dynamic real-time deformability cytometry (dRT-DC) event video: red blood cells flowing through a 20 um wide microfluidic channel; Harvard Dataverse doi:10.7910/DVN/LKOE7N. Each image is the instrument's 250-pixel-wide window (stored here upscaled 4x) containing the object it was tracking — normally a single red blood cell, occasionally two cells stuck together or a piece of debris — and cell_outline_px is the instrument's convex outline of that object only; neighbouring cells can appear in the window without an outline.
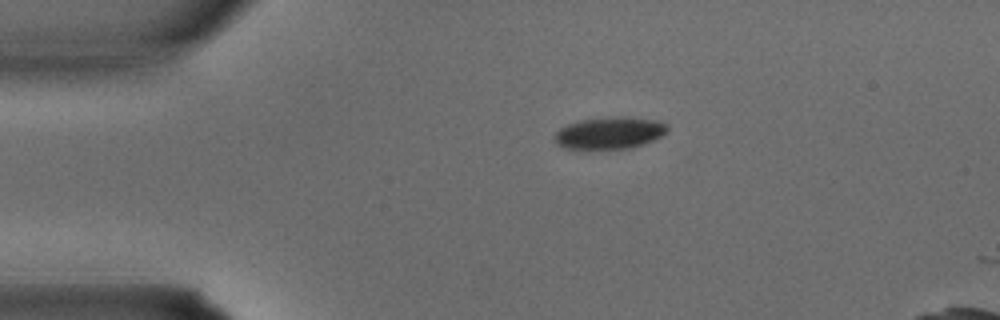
{"species": "common noctule bat (a hibernating species)", "species_latin": "Nyctalus noctula", "temperature_condition": "warm", "stored_images_in_passage": 2, "camera_frame_rate_fps": 3000, "um_per_image_px": 0.085, "animal": {"sex": "male", "body_mass_g": 15.6}, "frame": {"image": 1, "passage_image": 1, "time_ms": 0.0, "image_size_px": [1000, 320], "cell_outline_px": [[668, 132], [664, 136], [644, 144], [632, 148], [564, 148], [556, 144], [552, 140], [552, 136], [560, 128], [576, 120], [624, 116], [660, 120], [668, 124]], "centroid_in_image_um": [51.85, 11.29], "position_along_channel_um": 33.2, "area_um2": 21.39}}